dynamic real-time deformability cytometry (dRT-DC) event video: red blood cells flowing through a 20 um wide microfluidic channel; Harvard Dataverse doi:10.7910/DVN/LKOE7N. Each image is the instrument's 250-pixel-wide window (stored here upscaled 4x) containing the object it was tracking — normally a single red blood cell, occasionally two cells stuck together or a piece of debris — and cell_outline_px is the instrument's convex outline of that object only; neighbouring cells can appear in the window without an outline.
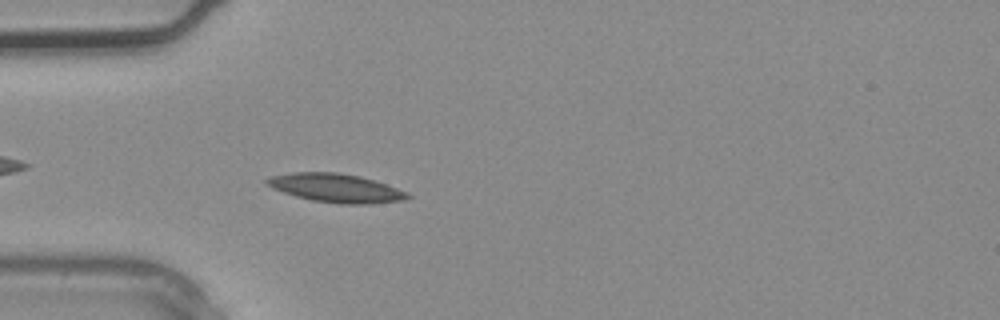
{"species": "common noctule bat (a hibernating species)", "species_latin": "Nyctalus noctula", "temperature_condition": "warm", "stored_images_in_passage": 2, "camera_frame_rate_fps": 3000, "um_per_image_px": 0.085, "animal": {"sex": "male", "body_mass_g": 20.4}, "frame": {"image": 1, "passage_image": 2, "time_ms": 0.333, "image_size_px": [1000, 320], "cell_outline_px": [[412, 196], [404, 200], [372, 204], [340, 204], [312, 200], [296, 196], [272, 188], [264, 184], [264, 180], [272, 176], [296, 172], [336, 172], [360, 176], [408, 192]], "centroid_in_image_um": [28.55, 15.99], "position_along_channel_um": 56.5, "area_um2": 23.35}}